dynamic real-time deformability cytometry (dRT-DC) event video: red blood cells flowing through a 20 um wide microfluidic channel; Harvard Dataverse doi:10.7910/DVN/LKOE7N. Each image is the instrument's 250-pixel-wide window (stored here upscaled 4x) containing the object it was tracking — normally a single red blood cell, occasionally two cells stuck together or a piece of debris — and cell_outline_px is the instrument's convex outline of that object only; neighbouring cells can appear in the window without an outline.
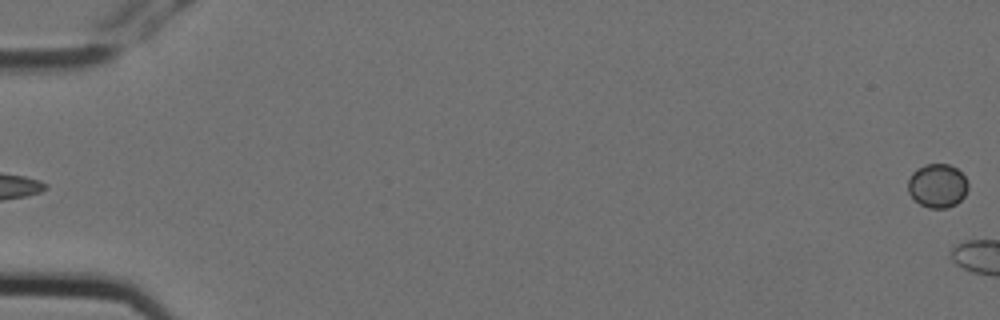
{"species": "Egyptian fruit bat (a non-hibernating species)", "species_latin": "Rousettus aegyptiacus", "temperature_condition": "cold", "stored_images_in_passage": 5, "segment_of_instrument_passage": [2, 2], "camera_frame_rate_fps": 3000, "um_per_image_px": 0.085, "animal": {"sex": "female"}, "frame": {"image": 1, "passage_image": 5, "time_ms": 1.333, "image_size_px": [1000, 320], "cell_outline_px": [[968, 188], [964, 196], [956, 204], [948, 208], [928, 208], [920, 204], [908, 192], [908, 180], [912, 172], [916, 168], [928, 164], [948, 164], [956, 168], [964, 176], [968, 184]], "centroid_in_image_um": [79.68, 15.79], "position_along_channel_um": 5.3, "area_um2": 15.32}}